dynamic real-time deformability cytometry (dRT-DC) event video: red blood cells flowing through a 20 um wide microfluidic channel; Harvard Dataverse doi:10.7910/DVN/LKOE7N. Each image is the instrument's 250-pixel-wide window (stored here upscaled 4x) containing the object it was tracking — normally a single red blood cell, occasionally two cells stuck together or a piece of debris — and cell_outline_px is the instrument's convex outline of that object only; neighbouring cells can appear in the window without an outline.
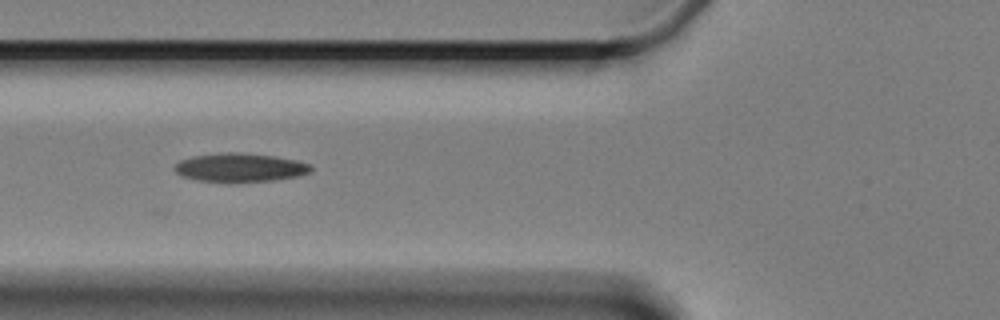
{"species": "Egyptian fruit bat (a non-hibernating species)", "species_latin": "Rousettus aegyptiacus", "temperature_condition": "cold", "stored_images_in_passage": 3, "camera_frame_rate_fps": 3000, "um_per_image_px": 0.085, "animal": {"sex": "female"}, "frame": {"image": 1, "passage_image": 2, "time_ms": 1.333, "image_size_px": [1000, 320], "cell_outline_px": [[312, 172], [296, 176], [272, 180], [228, 184], [196, 180], [180, 176], [172, 168], [180, 160], [192, 156], [220, 152], [236, 152], [272, 156], [296, 160], [308, 164], [312, 168]], "centroid_in_image_um": [20.32, 14.26], "position_along_channel_um": 105.5, "area_um2": 23.24}}
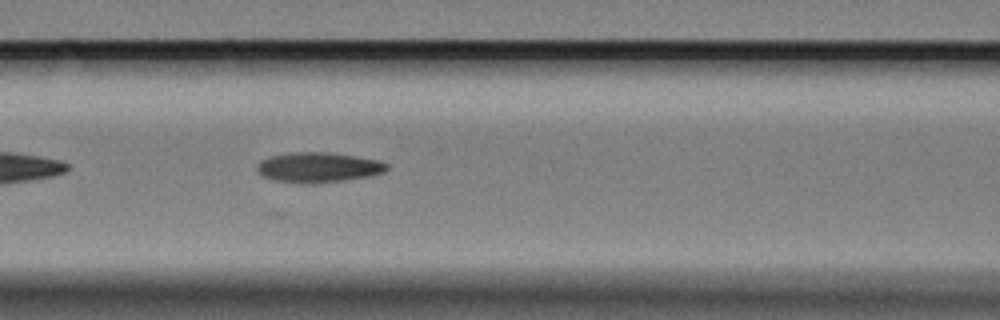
{"frame": {"image": 2, "passage_image": 3, "time_ms": 2.333, "image_size_px": [1000, 320], "cell_outline_px": [[388, 168], [384, 172], [368, 176], [344, 180], [316, 184], [304, 184], [272, 180], [264, 176], [256, 168], [256, 164], [260, 160], [272, 156], [292, 152], [328, 152], [356, 156], [376, 160], [388, 164]], "centroid_in_image_um": [27.03, 14.23], "position_along_channel_um": 139.6, "area_um2": 22.77}}